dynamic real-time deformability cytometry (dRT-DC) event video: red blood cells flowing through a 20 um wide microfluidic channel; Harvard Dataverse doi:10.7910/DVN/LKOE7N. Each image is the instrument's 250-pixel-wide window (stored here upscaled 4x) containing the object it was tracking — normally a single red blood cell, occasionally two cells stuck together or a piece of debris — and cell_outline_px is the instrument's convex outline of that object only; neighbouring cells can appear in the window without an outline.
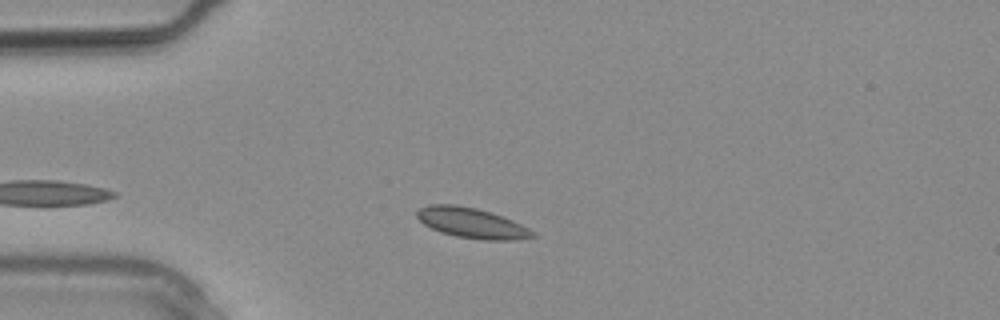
{"species": "common noctule bat (a hibernating species)", "species_latin": "Nyctalus noctula", "temperature_condition": "warm", "stored_images_in_passage": 7, "camera_frame_rate_fps": 3000, "um_per_image_px": 0.085, "animal": {"sex": "male", "body_mass_g": 20.4}, "frame": {"image": 1, "passage_image": 2, "time_ms": 0.333, "image_size_px": [1000, 320], "cell_outline_px": [[536, 236], [516, 240], [484, 240], [456, 236], [432, 228], [424, 224], [416, 216], [416, 212], [420, 208], [432, 204], [456, 204], [476, 208], [512, 220], [536, 232]], "centroid_in_image_um": [40.11, 18.95], "position_along_channel_um": 44.9, "area_um2": 20.11}}
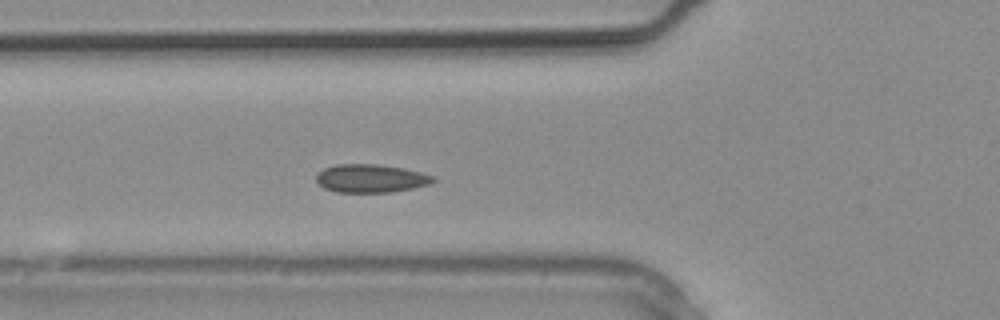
{"frame": {"image": 2, "passage_image": 5, "time_ms": 1.333, "image_size_px": [1000, 320], "cell_outline_px": [[436, 180], [428, 184], [412, 188], [392, 192], [336, 192], [324, 188], [316, 180], [316, 176], [324, 168], [336, 164], [376, 164], [404, 168], [436, 176]], "centroid_in_image_um": [31.53, 15.16], "position_along_channel_um": 94.3, "area_um2": 19.19}}